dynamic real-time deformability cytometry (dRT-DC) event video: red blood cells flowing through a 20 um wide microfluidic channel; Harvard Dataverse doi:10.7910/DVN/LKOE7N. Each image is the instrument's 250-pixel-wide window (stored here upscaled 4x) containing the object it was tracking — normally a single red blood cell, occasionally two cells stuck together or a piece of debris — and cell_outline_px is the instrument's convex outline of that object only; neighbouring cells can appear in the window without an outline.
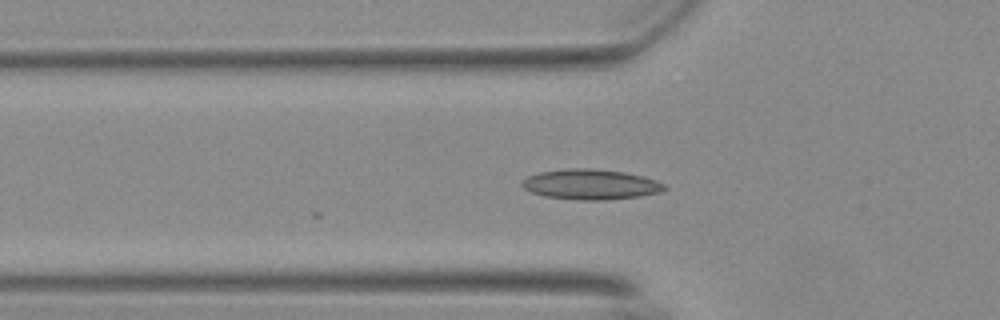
{"species": "Egyptian fruit bat (a non-hibernating species)", "species_latin": "Rousettus aegyptiacus", "temperature_condition": "warm", "stored_images_in_passage": 19, "camera_frame_rate_fps": 3000, "um_per_image_px": 0.085, "animal": {"sex": "female"}, "frame": {"image": 1, "passage_image": 14, "time_ms": 4.333, "image_size_px": [1000, 320], "cell_outline_px": [[668, 188], [660, 192], [636, 196], [604, 200], [580, 200], [544, 196], [532, 192], [524, 188], [520, 184], [528, 176], [540, 172], [568, 168], [592, 168], [624, 172], [644, 176], [656, 180], [664, 184]], "centroid_in_image_um": [50.21, 15.66], "position_along_channel_um": 75.6, "area_um2": 24.97}}
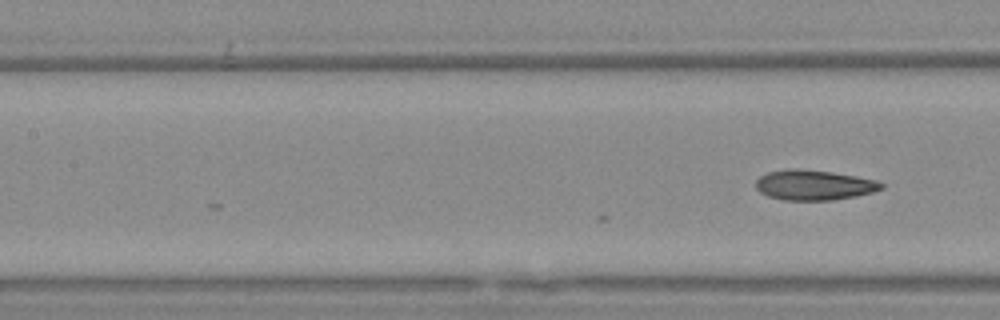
{"frame": {"image": 2, "passage_image": 19, "time_ms": 6.0, "image_size_px": [1000, 320], "cell_outline_px": [[884, 188], [872, 192], [856, 196], [832, 200], [784, 200], [768, 196], [760, 192], [756, 188], [756, 180], [760, 176], [768, 172], [788, 168], [796, 168], [832, 172], [856, 176], [876, 180], [884, 184]], "centroid_in_image_um": [69.18, 15.72], "position_along_channel_um": 138.2, "area_um2": 22.08}}